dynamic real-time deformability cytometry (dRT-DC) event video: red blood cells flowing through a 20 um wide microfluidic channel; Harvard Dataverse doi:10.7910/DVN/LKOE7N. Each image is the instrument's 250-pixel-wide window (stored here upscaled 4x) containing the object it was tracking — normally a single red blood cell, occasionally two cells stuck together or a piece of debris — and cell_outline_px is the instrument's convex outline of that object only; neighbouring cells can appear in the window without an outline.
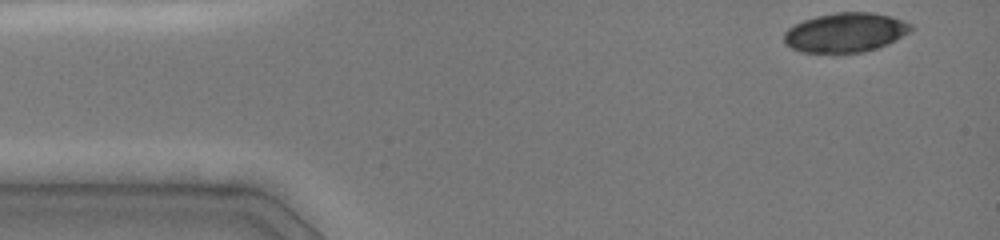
{"species": "common noctule bat (a hibernating species)", "species_latin": "Nyctalus noctula", "temperature_condition": "cold", "stored_images_in_passage": 31, "camera_frame_rate_fps": 3000, "um_per_image_px": 0.085, "animal": {"sex": "female", "body_mass_g": 19.0, "forearm_length_mm": 51.5}, "frame": {"image": 1, "passage_image": 1, "time_ms": 0.0, "image_size_px": [1000, 240], "cell_outline_px": [[912, 28], [908, 32], [896, 40], [888, 44], [864, 52], [800, 52], [784, 44], [784, 32], [788, 28], [804, 20], [816, 16], [836, 12], [872, 12], [892, 16], [904, 20], [912, 24]], "centroid_in_image_um": [71.86, 2.75], "position_along_channel_um": 13.1, "area_um2": 29.13}}